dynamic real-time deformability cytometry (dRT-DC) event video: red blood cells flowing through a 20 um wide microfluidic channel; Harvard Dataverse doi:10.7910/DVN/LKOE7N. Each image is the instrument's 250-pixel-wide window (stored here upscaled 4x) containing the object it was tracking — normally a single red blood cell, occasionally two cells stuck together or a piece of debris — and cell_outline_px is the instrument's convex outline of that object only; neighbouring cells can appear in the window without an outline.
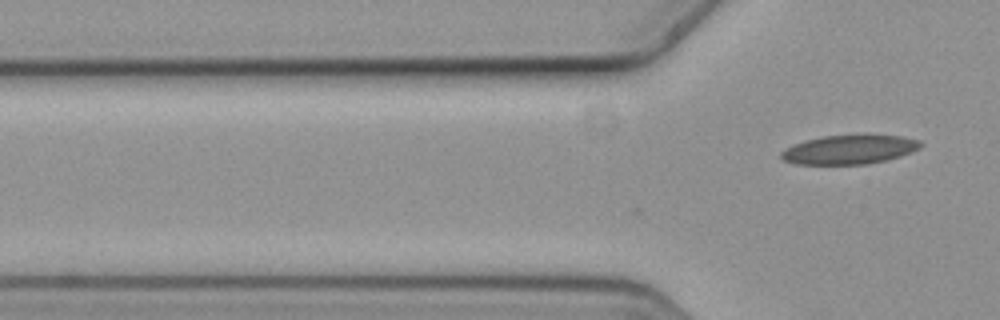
{"species": "common noctule bat (a hibernating species)", "species_latin": "Nyctalus noctula", "temperature_condition": "cold", "stored_images_in_passage": 5, "camera_frame_rate_fps": 3000, "um_per_image_px": 0.085, "animal": {"sex": "female", "body_mass_g": 19.3, "forearm_length_mm": 54.1}, "frame": {"image": 1, "passage_image": 5, "time_ms": 1.333, "image_size_px": [1000, 320], "cell_outline_px": [[924, 144], [920, 148], [912, 152], [900, 156], [868, 164], [796, 164], [784, 160], [780, 156], [780, 152], [784, 148], [792, 144], [804, 140], [820, 136], [864, 132], [900, 136], [920, 140]], "centroid_in_image_um": [72.21, 12.66], "position_along_channel_um": 53.6, "area_um2": 24.62}}